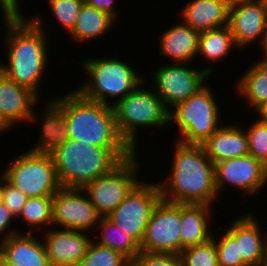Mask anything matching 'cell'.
Listing matches in <instances>:
<instances>
[{"instance_id":"13","label":"cell","mask_w":267,"mask_h":266,"mask_svg":"<svg viewBox=\"0 0 267 266\" xmlns=\"http://www.w3.org/2000/svg\"><path fill=\"white\" fill-rule=\"evenodd\" d=\"M101 218L83 189L61 187L53 195L52 227L89 232Z\"/></svg>"},{"instance_id":"46","label":"cell","mask_w":267,"mask_h":266,"mask_svg":"<svg viewBox=\"0 0 267 266\" xmlns=\"http://www.w3.org/2000/svg\"><path fill=\"white\" fill-rule=\"evenodd\" d=\"M263 266H267V257L265 259V263L263 264Z\"/></svg>"},{"instance_id":"11","label":"cell","mask_w":267,"mask_h":266,"mask_svg":"<svg viewBox=\"0 0 267 266\" xmlns=\"http://www.w3.org/2000/svg\"><path fill=\"white\" fill-rule=\"evenodd\" d=\"M145 181L140 180L124 201L107 217L139 246L151 213L162 198L159 184Z\"/></svg>"},{"instance_id":"6","label":"cell","mask_w":267,"mask_h":266,"mask_svg":"<svg viewBox=\"0 0 267 266\" xmlns=\"http://www.w3.org/2000/svg\"><path fill=\"white\" fill-rule=\"evenodd\" d=\"M144 82L112 105L117 130L134 152H138L137 131L169 126V111L153 88H143Z\"/></svg>"},{"instance_id":"3","label":"cell","mask_w":267,"mask_h":266,"mask_svg":"<svg viewBox=\"0 0 267 266\" xmlns=\"http://www.w3.org/2000/svg\"><path fill=\"white\" fill-rule=\"evenodd\" d=\"M134 153L130 147H100L68 139L51 156L60 186L83 189Z\"/></svg>"},{"instance_id":"29","label":"cell","mask_w":267,"mask_h":266,"mask_svg":"<svg viewBox=\"0 0 267 266\" xmlns=\"http://www.w3.org/2000/svg\"><path fill=\"white\" fill-rule=\"evenodd\" d=\"M52 202L53 197H28L20 215L16 218L21 219L29 226L27 233H35L33 229L37 226L36 229L39 231L44 226L45 231L52 228Z\"/></svg>"},{"instance_id":"12","label":"cell","mask_w":267,"mask_h":266,"mask_svg":"<svg viewBox=\"0 0 267 266\" xmlns=\"http://www.w3.org/2000/svg\"><path fill=\"white\" fill-rule=\"evenodd\" d=\"M139 248L148 253L181 254V204L158 201Z\"/></svg>"},{"instance_id":"38","label":"cell","mask_w":267,"mask_h":266,"mask_svg":"<svg viewBox=\"0 0 267 266\" xmlns=\"http://www.w3.org/2000/svg\"><path fill=\"white\" fill-rule=\"evenodd\" d=\"M114 1L115 0H84V3L95 9L109 13L117 20L119 17V12L115 8L116 6L114 4L116 2Z\"/></svg>"},{"instance_id":"26","label":"cell","mask_w":267,"mask_h":266,"mask_svg":"<svg viewBox=\"0 0 267 266\" xmlns=\"http://www.w3.org/2000/svg\"><path fill=\"white\" fill-rule=\"evenodd\" d=\"M256 62V63H255ZM237 83V93L246 100L251 109H255L267 100V57L253 61Z\"/></svg>"},{"instance_id":"17","label":"cell","mask_w":267,"mask_h":266,"mask_svg":"<svg viewBox=\"0 0 267 266\" xmlns=\"http://www.w3.org/2000/svg\"><path fill=\"white\" fill-rule=\"evenodd\" d=\"M50 230V231H49ZM41 236L51 266H77L86 255L90 238L84 231L55 229Z\"/></svg>"},{"instance_id":"14","label":"cell","mask_w":267,"mask_h":266,"mask_svg":"<svg viewBox=\"0 0 267 266\" xmlns=\"http://www.w3.org/2000/svg\"><path fill=\"white\" fill-rule=\"evenodd\" d=\"M214 174L218 195L226 185L250 196L267 187V166L250 154L215 163Z\"/></svg>"},{"instance_id":"42","label":"cell","mask_w":267,"mask_h":266,"mask_svg":"<svg viewBox=\"0 0 267 266\" xmlns=\"http://www.w3.org/2000/svg\"><path fill=\"white\" fill-rule=\"evenodd\" d=\"M9 128L0 119V134L8 132Z\"/></svg>"},{"instance_id":"4","label":"cell","mask_w":267,"mask_h":266,"mask_svg":"<svg viewBox=\"0 0 267 266\" xmlns=\"http://www.w3.org/2000/svg\"><path fill=\"white\" fill-rule=\"evenodd\" d=\"M53 99L62 107L69 139L100 147H129L117 130L112 106L86 99L77 90Z\"/></svg>"},{"instance_id":"37","label":"cell","mask_w":267,"mask_h":266,"mask_svg":"<svg viewBox=\"0 0 267 266\" xmlns=\"http://www.w3.org/2000/svg\"><path fill=\"white\" fill-rule=\"evenodd\" d=\"M13 214L5 207L3 203H0V242L7 240L11 235L18 233L17 228L14 227L10 230L11 222L16 221ZM10 225V226H9Z\"/></svg>"},{"instance_id":"1","label":"cell","mask_w":267,"mask_h":266,"mask_svg":"<svg viewBox=\"0 0 267 266\" xmlns=\"http://www.w3.org/2000/svg\"><path fill=\"white\" fill-rule=\"evenodd\" d=\"M33 16L26 18L21 11L2 14L6 25L4 43L8 64L0 63V71L40 97L41 78L50 63L47 56L49 39L43 16Z\"/></svg>"},{"instance_id":"8","label":"cell","mask_w":267,"mask_h":266,"mask_svg":"<svg viewBox=\"0 0 267 266\" xmlns=\"http://www.w3.org/2000/svg\"><path fill=\"white\" fill-rule=\"evenodd\" d=\"M7 167L0 174L27 197H53L61 188L51 154L27 150Z\"/></svg>"},{"instance_id":"30","label":"cell","mask_w":267,"mask_h":266,"mask_svg":"<svg viewBox=\"0 0 267 266\" xmlns=\"http://www.w3.org/2000/svg\"><path fill=\"white\" fill-rule=\"evenodd\" d=\"M77 266H131L121 253L91 240L86 255Z\"/></svg>"},{"instance_id":"18","label":"cell","mask_w":267,"mask_h":266,"mask_svg":"<svg viewBox=\"0 0 267 266\" xmlns=\"http://www.w3.org/2000/svg\"><path fill=\"white\" fill-rule=\"evenodd\" d=\"M259 222L254 214L246 213L236 217L227 228L236 238L239 254L247 266H263L267 257V234L261 233Z\"/></svg>"},{"instance_id":"24","label":"cell","mask_w":267,"mask_h":266,"mask_svg":"<svg viewBox=\"0 0 267 266\" xmlns=\"http://www.w3.org/2000/svg\"><path fill=\"white\" fill-rule=\"evenodd\" d=\"M212 206L181 204V252L184 248L199 245L212 239L210 222Z\"/></svg>"},{"instance_id":"45","label":"cell","mask_w":267,"mask_h":266,"mask_svg":"<svg viewBox=\"0 0 267 266\" xmlns=\"http://www.w3.org/2000/svg\"><path fill=\"white\" fill-rule=\"evenodd\" d=\"M4 266H18L17 264H14V263H12V262H9V261H7L6 259H5V261H4Z\"/></svg>"},{"instance_id":"41","label":"cell","mask_w":267,"mask_h":266,"mask_svg":"<svg viewBox=\"0 0 267 266\" xmlns=\"http://www.w3.org/2000/svg\"><path fill=\"white\" fill-rule=\"evenodd\" d=\"M260 47L262 49V51L264 52L263 55L261 57H267V16H266V21L264 24V32H263V37L261 40V44Z\"/></svg>"},{"instance_id":"25","label":"cell","mask_w":267,"mask_h":266,"mask_svg":"<svg viewBox=\"0 0 267 266\" xmlns=\"http://www.w3.org/2000/svg\"><path fill=\"white\" fill-rule=\"evenodd\" d=\"M116 20L109 13L95 9L91 6L82 5L77 21L72 31L69 33L73 42L82 44L83 42L99 39L107 35L109 30L115 26ZM90 40V41H89Z\"/></svg>"},{"instance_id":"15","label":"cell","mask_w":267,"mask_h":266,"mask_svg":"<svg viewBox=\"0 0 267 266\" xmlns=\"http://www.w3.org/2000/svg\"><path fill=\"white\" fill-rule=\"evenodd\" d=\"M266 16L267 0H232L228 26L237 49L257 41L261 44Z\"/></svg>"},{"instance_id":"10","label":"cell","mask_w":267,"mask_h":266,"mask_svg":"<svg viewBox=\"0 0 267 266\" xmlns=\"http://www.w3.org/2000/svg\"><path fill=\"white\" fill-rule=\"evenodd\" d=\"M214 67L195 69L189 63L162 64L152 74L154 91L170 112L201 89L213 75Z\"/></svg>"},{"instance_id":"28","label":"cell","mask_w":267,"mask_h":266,"mask_svg":"<svg viewBox=\"0 0 267 266\" xmlns=\"http://www.w3.org/2000/svg\"><path fill=\"white\" fill-rule=\"evenodd\" d=\"M96 229L101 232L96 235L98 244L111 248L123 256H125L130 262L139 254V245L131 239L125 232H123L118 226L112 223L107 217H102L98 222Z\"/></svg>"},{"instance_id":"19","label":"cell","mask_w":267,"mask_h":266,"mask_svg":"<svg viewBox=\"0 0 267 266\" xmlns=\"http://www.w3.org/2000/svg\"><path fill=\"white\" fill-rule=\"evenodd\" d=\"M232 0H192L179 12L182 21L198 32L229 24Z\"/></svg>"},{"instance_id":"39","label":"cell","mask_w":267,"mask_h":266,"mask_svg":"<svg viewBox=\"0 0 267 266\" xmlns=\"http://www.w3.org/2000/svg\"><path fill=\"white\" fill-rule=\"evenodd\" d=\"M19 2V0H0V11H2V14L22 11Z\"/></svg>"},{"instance_id":"34","label":"cell","mask_w":267,"mask_h":266,"mask_svg":"<svg viewBox=\"0 0 267 266\" xmlns=\"http://www.w3.org/2000/svg\"><path fill=\"white\" fill-rule=\"evenodd\" d=\"M249 154L267 166V123L257 119L246 129Z\"/></svg>"},{"instance_id":"20","label":"cell","mask_w":267,"mask_h":266,"mask_svg":"<svg viewBox=\"0 0 267 266\" xmlns=\"http://www.w3.org/2000/svg\"><path fill=\"white\" fill-rule=\"evenodd\" d=\"M160 35L159 52L163 57L171 58V63L191 64L196 58L200 32L183 21L179 20Z\"/></svg>"},{"instance_id":"9","label":"cell","mask_w":267,"mask_h":266,"mask_svg":"<svg viewBox=\"0 0 267 266\" xmlns=\"http://www.w3.org/2000/svg\"><path fill=\"white\" fill-rule=\"evenodd\" d=\"M137 154L138 152H135L111 172L83 188L101 217H108L140 182V159Z\"/></svg>"},{"instance_id":"40","label":"cell","mask_w":267,"mask_h":266,"mask_svg":"<svg viewBox=\"0 0 267 266\" xmlns=\"http://www.w3.org/2000/svg\"><path fill=\"white\" fill-rule=\"evenodd\" d=\"M253 112L258 113V121L267 123V100L258 105Z\"/></svg>"},{"instance_id":"21","label":"cell","mask_w":267,"mask_h":266,"mask_svg":"<svg viewBox=\"0 0 267 266\" xmlns=\"http://www.w3.org/2000/svg\"><path fill=\"white\" fill-rule=\"evenodd\" d=\"M208 158L215 164L225 159L249 154L246 132L237 125H222L202 143Z\"/></svg>"},{"instance_id":"23","label":"cell","mask_w":267,"mask_h":266,"mask_svg":"<svg viewBox=\"0 0 267 266\" xmlns=\"http://www.w3.org/2000/svg\"><path fill=\"white\" fill-rule=\"evenodd\" d=\"M0 246L5 259L18 266H51L43 239L33 233L18 232L0 242Z\"/></svg>"},{"instance_id":"16","label":"cell","mask_w":267,"mask_h":266,"mask_svg":"<svg viewBox=\"0 0 267 266\" xmlns=\"http://www.w3.org/2000/svg\"><path fill=\"white\" fill-rule=\"evenodd\" d=\"M38 103L39 97L34 92L0 71V119L10 130L20 122H36L38 113L34 107Z\"/></svg>"},{"instance_id":"27","label":"cell","mask_w":267,"mask_h":266,"mask_svg":"<svg viewBox=\"0 0 267 266\" xmlns=\"http://www.w3.org/2000/svg\"><path fill=\"white\" fill-rule=\"evenodd\" d=\"M233 47L237 48V45L228 25L210 29L200 32L197 56H201L209 64H217L231 54Z\"/></svg>"},{"instance_id":"31","label":"cell","mask_w":267,"mask_h":266,"mask_svg":"<svg viewBox=\"0 0 267 266\" xmlns=\"http://www.w3.org/2000/svg\"><path fill=\"white\" fill-rule=\"evenodd\" d=\"M183 266H219L214 241L184 248L180 254Z\"/></svg>"},{"instance_id":"7","label":"cell","mask_w":267,"mask_h":266,"mask_svg":"<svg viewBox=\"0 0 267 266\" xmlns=\"http://www.w3.org/2000/svg\"><path fill=\"white\" fill-rule=\"evenodd\" d=\"M207 85L169 112V125L176 124L182 143L202 144L222 126L220 106Z\"/></svg>"},{"instance_id":"33","label":"cell","mask_w":267,"mask_h":266,"mask_svg":"<svg viewBox=\"0 0 267 266\" xmlns=\"http://www.w3.org/2000/svg\"><path fill=\"white\" fill-rule=\"evenodd\" d=\"M224 231L226 232L222 234L220 239L214 236V233L212 237L217 249L219 266H247L239 254L236 238L227 229H224Z\"/></svg>"},{"instance_id":"5","label":"cell","mask_w":267,"mask_h":266,"mask_svg":"<svg viewBox=\"0 0 267 266\" xmlns=\"http://www.w3.org/2000/svg\"><path fill=\"white\" fill-rule=\"evenodd\" d=\"M88 75L75 88L84 98L112 106L144 81L134 65L119 58H94L81 61ZM133 66V67H132ZM115 99L114 102L110 99ZM109 99V100H108Z\"/></svg>"},{"instance_id":"2","label":"cell","mask_w":267,"mask_h":266,"mask_svg":"<svg viewBox=\"0 0 267 266\" xmlns=\"http://www.w3.org/2000/svg\"><path fill=\"white\" fill-rule=\"evenodd\" d=\"M174 141L170 174L165 181L158 183L162 199L178 204L212 206L219 198L214 163L206 155L202 144Z\"/></svg>"},{"instance_id":"32","label":"cell","mask_w":267,"mask_h":266,"mask_svg":"<svg viewBox=\"0 0 267 266\" xmlns=\"http://www.w3.org/2000/svg\"><path fill=\"white\" fill-rule=\"evenodd\" d=\"M46 2L57 23L61 24L64 31L70 33L76 24L84 0H47Z\"/></svg>"},{"instance_id":"36","label":"cell","mask_w":267,"mask_h":266,"mask_svg":"<svg viewBox=\"0 0 267 266\" xmlns=\"http://www.w3.org/2000/svg\"><path fill=\"white\" fill-rule=\"evenodd\" d=\"M28 197L16 187L11 185L3 177V196L2 203L13 214L15 218L20 215V212L25 205Z\"/></svg>"},{"instance_id":"44","label":"cell","mask_w":267,"mask_h":266,"mask_svg":"<svg viewBox=\"0 0 267 266\" xmlns=\"http://www.w3.org/2000/svg\"><path fill=\"white\" fill-rule=\"evenodd\" d=\"M4 261H5V255L2 247L0 246V266H4Z\"/></svg>"},{"instance_id":"35","label":"cell","mask_w":267,"mask_h":266,"mask_svg":"<svg viewBox=\"0 0 267 266\" xmlns=\"http://www.w3.org/2000/svg\"><path fill=\"white\" fill-rule=\"evenodd\" d=\"M131 266H183L178 254L148 253L140 251Z\"/></svg>"},{"instance_id":"22","label":"cell","mask_w":267,"mask_h":266,"mask_svg":"<svg viewBox=\"0 0 267 266\" xmlns=\"http://www.w3.org/2000/svg\"><path fill=\"white\" fill-rule=\"evenodd\" d=\"M46 107L40 122L42 126L38 142L29 151L51 154L69 139V130L62 107L51 97L46 101Z\"/></svg>"},{"instance_id":"43","label":"cell","mask_w":267,"mask_h":266,"mask_svg":"<svg viewBox=\"0 0 267 266\" xmlns=\"http://www.w3.org/2000/svg\"><path fill=\"white\" fill-rule=\"evenodd\" d=\"M3 196V176L0 174V203H2Z\"/></svg>"}]
</instances>
